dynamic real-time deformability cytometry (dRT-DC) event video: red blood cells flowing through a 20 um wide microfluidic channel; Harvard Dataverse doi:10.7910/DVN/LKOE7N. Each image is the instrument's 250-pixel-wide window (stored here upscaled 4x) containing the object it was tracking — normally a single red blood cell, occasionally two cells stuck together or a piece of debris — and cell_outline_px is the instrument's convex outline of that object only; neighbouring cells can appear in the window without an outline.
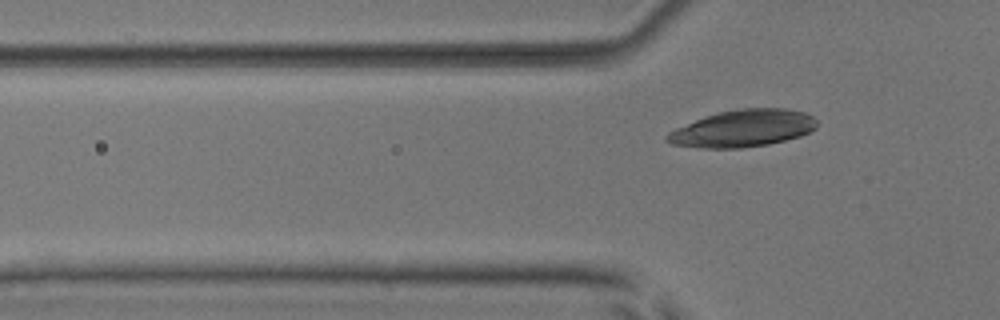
{"species": "common noctule bat (a hibernating species)", "species_latin": "Nyctalus noctula", "temperature_condition": "room temperature", "stored_images_in_passage": 6, "camera_frame_rate_fps": 3000, "um_per_image_px": 0.085, "animal": {"sex": "male", "body_mass_g": 17.9, "forearm_length_mm": 54.2}, "frame": {"image": 1, "passage_image": 6, "time_ms": 6.667, "image_size_px": [1000, 320], "cell_outline_px": [[816, 128], [800, 136], [768, 144], [740, 148], [700, 148], [672, 144], [664, 140], [664, 136], [668, 132], [676, 128], [696, 120], [720, 112], [740, 108], [784, 108], [804, 112], [812, 116], [816, 120]], "centroid_in_image_um": [63.13, 10.92], "position_along_channel_um": 62.7, "area_um2": 32.14}}